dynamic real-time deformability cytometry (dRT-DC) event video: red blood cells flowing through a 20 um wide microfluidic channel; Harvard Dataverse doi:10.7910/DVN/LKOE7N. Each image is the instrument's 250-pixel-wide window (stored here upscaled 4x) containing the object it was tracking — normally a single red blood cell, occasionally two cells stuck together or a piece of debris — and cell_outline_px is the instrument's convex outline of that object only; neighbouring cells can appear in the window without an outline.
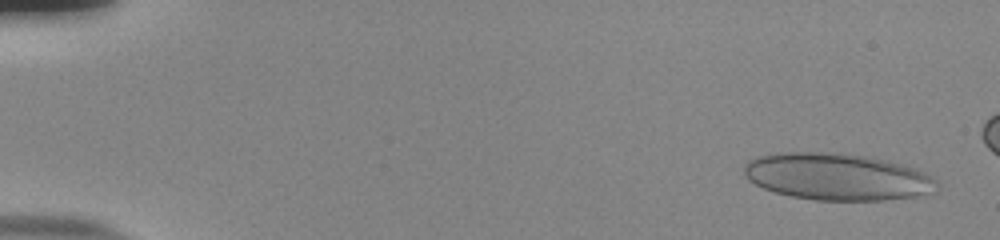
{"species": "human", "species_latin": "Homo sapiens", "temperature_condition": "room temperature", "stored_images_in_passage": 53, "camera_frame_rate_fps": 3000, "um_per_image_px": 0.085, "donor": {"sex": "male"}, "frame": {"image": 1, "passage_image": 3, "time_ms": 0.667, "image_size_px": [1000, 240], "cell_outline_px": [[936, 192], [924, 196], [884, 200], [816, 200], [792, 196], [776, 192], [764, 188], [748, 180], [744, 176], [744, 164], [748, 160], [756, 156], [776, 152], [840, 152], [888, 160], [916, 168], [932, 176], [936, 180]], "centroid_in_image_um": [71.17, 15.01], "position_along_channel_um": 13.8, "area_um2": 53.29}}
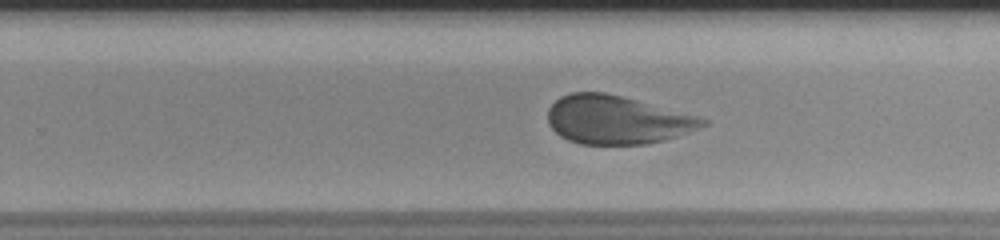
{"frame": {"image": 2, "passage_image": 36, "time_ms": 11.667, "image_size_px": [1000, 240], "cell_outline_px": [[708, 124], [700, 128], [664, 140], [648, 144], [580, 144], [568, 140], [560, 136], [548, 124], [548, 108], [560, 96], [568, 92], [604, 92], [700, 116], [708, 120]], "centroid_in_image_um": [52.43, 10.18], "position_along_channel_um": 277.4, "area_um2": 43.7}}
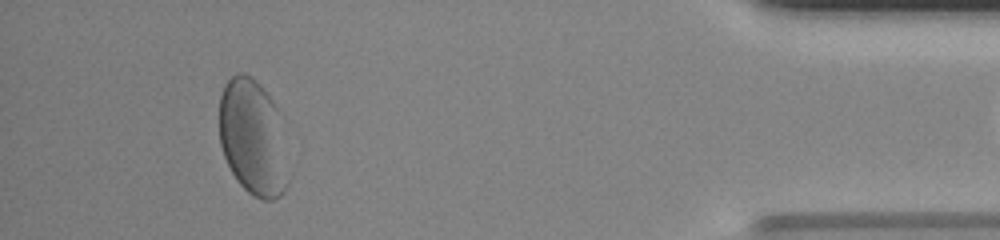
{"frame": {"image": 3, "passage_image": 51, "time_ms": 16.667, "image_size_px": [1000, 240], "cell_outline_px": [[288, 184], [284, 192], [280, 196], [272, 200], [264, 200], [252, 196], [236, 180], [224, 156], [220, 144], [220, 96], [224, 84], [236, 72], [244, 72], [272, 100], [288, 120]], "centroid_in_image_um": [21.59, 11.73], "position_along_channel_um": 413.6, "area_um2": 48.21}}